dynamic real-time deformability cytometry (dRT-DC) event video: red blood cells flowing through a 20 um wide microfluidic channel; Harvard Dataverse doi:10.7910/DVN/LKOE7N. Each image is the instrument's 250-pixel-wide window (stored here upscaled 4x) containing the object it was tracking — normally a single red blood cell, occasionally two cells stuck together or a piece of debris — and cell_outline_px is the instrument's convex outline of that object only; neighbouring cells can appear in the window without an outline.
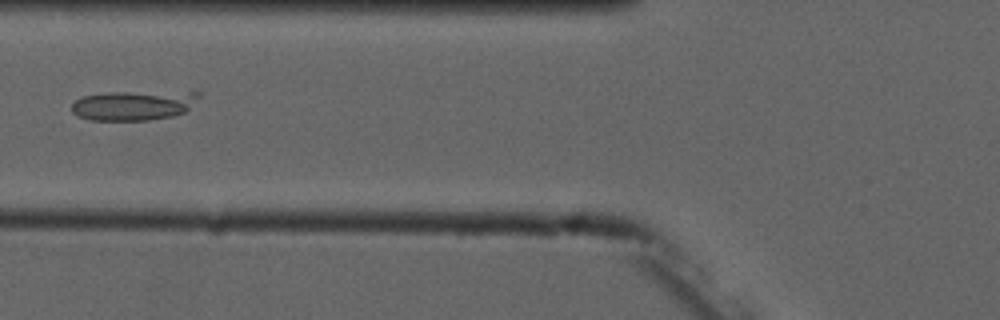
{"species": "common noctule bat (a hibernating species)", "species_latin": "Nyctalus noctula", "temperature_condition": "cold", "stored_images_in_passage": 7, "camera_frame_rate_fps": 3000, "um_per_image_px": 0.085, "animal": {"sex": "male", "forearm_length_mm": 52.5}, "frame": {"image": 1, "passage_image": 6, "time_ms": 6.667, "image_size_px": [1000, 320], "cell_outline_px": [[200, 96], [184, 112], [172, 116], [148, 120], [92, 120], [80, 116], [72, 112], [72, 104], [76, 100], [84, 96], [108, 92], [200, 92]], "centroid_in_image_um": [11.34, 8.95], "position_along_channel_um": 114.5, "area_um2": 21.68}}
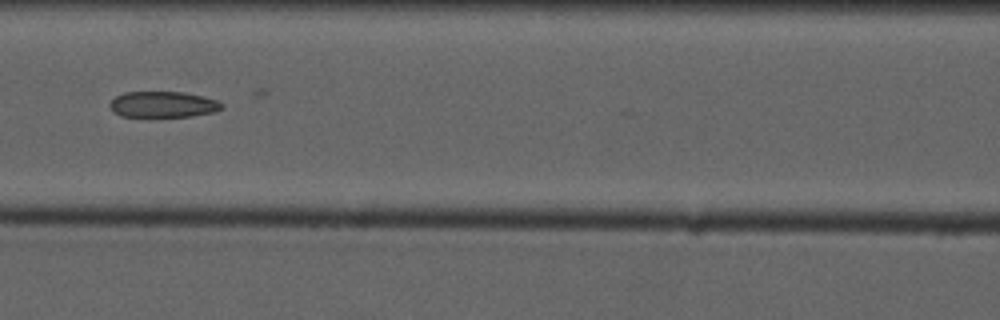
{"frame": {"image": 2, "passage_image": 7, "time_ms": 7.667, "image_size_px": [1000, 320], "cell_outline_px": [[224, 108], [212, 112], [192, 116], [120, 116], [108, 104], [116, 96], [124, 92], [184, 92], [220, 100], [224, 104]], "centroid_in_image_um": [13.91, 8.86], "position_along_channel_um": 152.7, "area_um2": 16.88}}